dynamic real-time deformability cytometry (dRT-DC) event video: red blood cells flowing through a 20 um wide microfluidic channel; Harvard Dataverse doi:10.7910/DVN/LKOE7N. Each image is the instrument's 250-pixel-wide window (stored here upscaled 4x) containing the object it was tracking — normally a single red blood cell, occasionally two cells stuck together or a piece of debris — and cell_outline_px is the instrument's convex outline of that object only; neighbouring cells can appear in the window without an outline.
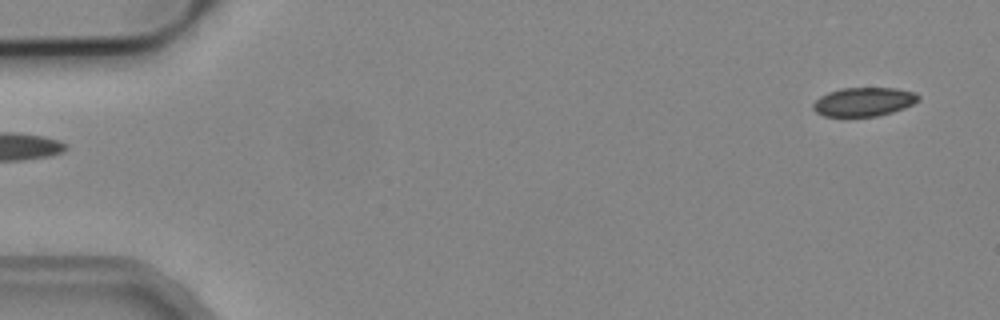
{"species": "common noctule bat (a hibernating species)", "species_latin": "Nyctalus noctula", "temperature_condition": "cold", "stored_images_in_passage": 2, "camera_frame_rate_fps": 3000, "um_per_image_px": 0.085, "animal": {"sex": "male", "body_mass_g": 19.2, "forearm_length_mm": 51.8}, "frame": {"image": 1, "passage_image": 2, "time_ms": 0.333, "image_size_px": [1000, 320], "cell_outline_px": [[920, 100], [904, 108], [892, 112], [876, 116], [824, 116], [816, 112], [812, 108], [812, 104], [820, 96], [828, 92], [840, 88], [896, 88], [916, 92], [920, 96]], "centroid_in_image_um": [73.43, 8.64], "position_along_channel_um": 11.6, "area_um2": 17.74}}